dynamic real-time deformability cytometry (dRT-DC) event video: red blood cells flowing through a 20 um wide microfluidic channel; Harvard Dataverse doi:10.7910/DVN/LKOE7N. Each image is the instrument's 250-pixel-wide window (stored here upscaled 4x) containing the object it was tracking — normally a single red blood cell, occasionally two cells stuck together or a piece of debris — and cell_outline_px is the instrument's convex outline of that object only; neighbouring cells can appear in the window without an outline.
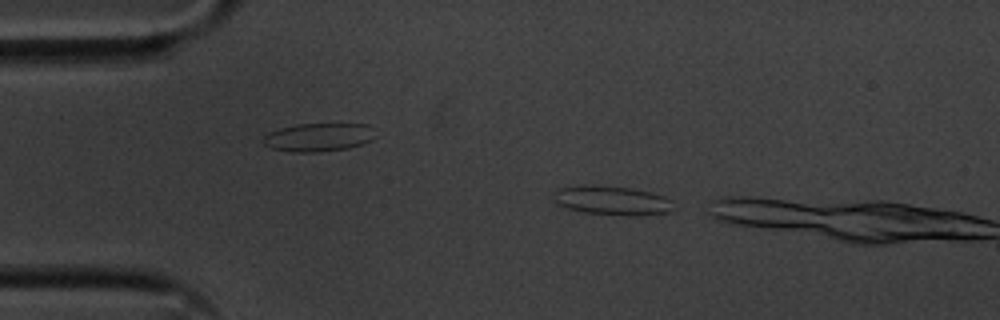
{"species": "common noctule bat (a hibernating species)", "species_latin": "Nyctalus noctula", "temperature_condition": "cold", "stored_images_in_passage": 3, "camera_frame_rate_fps": 3000, "um_per_image_px": 0.085, "animal": {"sex": "male", "body_mass_g": 20.1, "forearm_length_mm": 53.5}, "frame": {"image": 1, "passage_image": 1, "time_ms": 0.0, "image_size_px": [1000, 320], "cell_outline_px": [[672, 212], [640, 216], [628, 216], [584, 212], [568, 208], [556, 204], [556, 188], [580, 184], [584, 184], [632, 188], [652, 192], [664, 196], [672, 200]], "centroid_in_image_um": [52.06, 17.04], "position_along_channel_um": 32.9, "area_um2": 20.58}}